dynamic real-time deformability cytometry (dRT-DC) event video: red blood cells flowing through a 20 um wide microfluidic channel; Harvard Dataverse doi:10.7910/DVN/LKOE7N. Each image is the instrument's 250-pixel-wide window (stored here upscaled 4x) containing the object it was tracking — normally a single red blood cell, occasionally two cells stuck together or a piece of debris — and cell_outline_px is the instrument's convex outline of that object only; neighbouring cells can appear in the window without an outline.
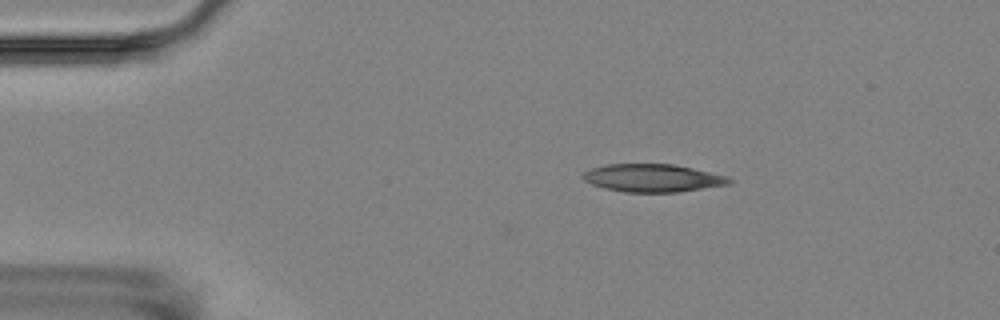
{"species": "Egyptian fruit bat (a non-hibernating species)", "species_latin": "Rousettus aegyptiacus", "temperature_condition": "room temperature", "stored_images_in_passage": 5, "camera_frame_rate_fps": 3000, "um_per_image_px": 0.085, "animal": {"sex": "female"}, "frame": {"image": 1, "passage_image": 5, "time_ms": 5.333, "image_size_px": [1000, 320], "cell_outline_px": [[732, 180], [728, 184], [676, 192], [624, 192], [604, 188], [592, 184], [584, 180], [580, 176], [580, 172], [592, 168], [608, 164], [672, 164], [692, 168], [728, 176]], "centroid_in_image_um": [55.41, 15.12], "position_along_channel_um": 29.6, "area_um2": 23.64}}